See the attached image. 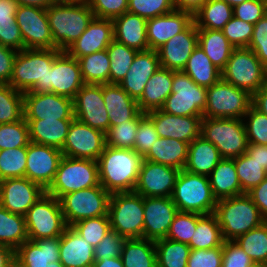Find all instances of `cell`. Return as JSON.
Returning <instances> with one entry per match:
<instances>
[{"instance_id": "obj_1", "label": "cell", "mask_w": 267, "mask_h": 267, "mask_svg": "<svg viewBox=\"0 0 267 267\" xmlns=\"http://www.w3.org/2000/svg\"><path fill=\"white\" fill-rule=\"evenodd\" d=\"M143 160L134 149L106 145L97 160L100 185L111 194L133 192Z\"/></svg>"}, {"instance_id": "obj_2", "label": "cell", "mask_w": 267, "mask_h": 267, "mask_svg": "<svg viewBox=\"0 0 267 267\" xmlns=\"http://www.w3.org/2000/svg\"><path fill=\"white\" fill-rule=\"evenodd\" d=\"M59 49H23L18 51L8 83L25 92L48 93V77Z\"/></svg>"}, {"instance_id": "obj_3", "label": "cell", "mask_w": 267, "mask_h": 267, "mask_svg": "<svg viewBox=\"0 0 267 267\" xmlns=\"http://www.w3.org/2000/svg\"><path fill=\"white\" fill-rule=\"evenodd\" d=\"M53 44L66 51L95 17L89 4L52 3L46 8Z\"/></svg>"}, {"instance_id": "obj_4", "label": "cell", "mask_w": 267, "mask_h": 267, "mask_svg": "<svg viewBox=\"0 0 267 267\" xmlns=\"http://www.w3.org/2000/svg\"><path fill=\"white\" fill-rule=\"evenodd\" d=\"M214 214L218 218L224 241H234L265 222L258 207L246 193L217 200Z\"/></svg>"}, {"instance_id": "obj_5", "label": "cell", "mask_w": 267, "mask_h": 267, "mask_svg": "<svg viewBox=\"0 0 267 267\" xmlns=\"http://www.w3.org/2000/svg\"><path fill=\"white\" fill-rule=\"evenodd\" d=\"M171 199L179 212L209 215L215 213L217 199L212 193L209 177L180 170Z\"/></svg>"}, {"instance_id": "obj_6", "label": "cell", "mask_w": 267, "mask_h": 267, "mask_svg": "<svg viewBox=\"0 0 267 267\" xmlns=\"http://www.w3.org/2000/svg\"><path fill=\"white\" fill-rule=\"evenodd\" d=\"M108 216L111 230L126 239L143 238V196L133 192L112 193Z\"/></svg>"}, {"instance_id": "obj_7", "label": "cell", "mask_w": 267, "mask_h": 267, "mask_svg": "<svg viewBox=\"0 0 267 267\" xmlns=\"http://www.w3.org/2000/svg\"><path fill=\"white\" fill-rule=\"evenodd\" d=\"M98 162L63 156L55 178L46 193L58 200L65 194L98 186Z\"/></svg>"}, {"instance_id": "obj_8", "label": "cell", "mask_w": 267, "mask_h": 267, "mask_svg": "<svg viewBox=\"0 0 267 267\" xmlns=\"http://www.w3.org/2000/svg\"><path fill=\"white\" fill-rule=\"evenodd\" d=\"M243 120L203 117L201 136L215 145L223 158L238 157L249 145Z\"/></svg>"}, {"instance_id": "obj_9", "label": "cell", "mask_w": 267, "mask_h": 267, "mask_svg": "<svg viewBox=\"0 0 267 267\" xmlns=\"http://www.w3.org/2000/svg\"><path fill=\"white\" fill-rule=\"evenodd\" d=\"M266 74L267 68L251 49L245 47L233 49L221 78L253 95L266 85Z\"/></svg>"}, {"instance_id": "obj_10", "label": "cell", "mask_w": 267, "mask_h": 267, "mask_svg": "<svg viewBox=\"0 0 267 267\" xmlns=\"http://www.w3.org/2000/svg\"><path fill=\"white\" fill-rule=\"evenodd\" d=\"M28 240L60 237L67 227L60 200L43 194L25 214Z\"/></svg>"}, {"instance_id": "obj_11", "label": "cell", "mask_w": 267, "mask_h": 267, "mask_svg": "<svg viewBox=\"0 0 267 267\" xmlns=\"http://www.w3.org/2000/svg\"><path fill=\"white\" fill-rule=\"evenodd\" d=\"M111 193L102 185L73 191L63 195L59 200L67 226L76 222L99 216H108Z\"/></svg>"}, {"instance_id": "obj_12", "label": "cell", "mask_w": 267, "mask_h": 267, "mask_svg": "<svg viewBox=\"0 0 267 267\" xmlns=\"http://www.w3.org/2000/svg\"><path fill=\"white\" fill-rule=\"evenodd\" d=\"M207 88L197 85L183 71H173L171 94L161 110L178 116H203Z\"/></svg>"}, {"instance_id": "obj_13", "label": "cell", "mask_w": 267, "mask_h": 267, "mask_svg": "<svg viewBox=\"0 0 267 267\" xmlns=\"http://www.w3.org/2000/svg\"><path fill=\"white\" fill-rule=\"evenodd\" d=\"M252 104V95L222 78L207 88L203 117L242 119Z\"/></svg>"}, {"instance_id": "obj_14", "label": "cell", "mask_w": 267, "mask_h": 267, "mask_svg": "<svg viewBox=\"0 0 267 267\" xmlns=\"http://www.w3.org/2000/svg\"><path fill=\"white\" fill-rule=\"evenodd\" d=\"M16 22L24 49H57L53 44L46 8L18 5Z\"/></svg>"}, {"instance_id": "obj_15", "label": "cell", "mask_w": 267, "mask_h": 267, "mask_svg": "<svg viewBox=\"0 0 267 267\" xmlns=\"http://www.w3.org/2000/svg\"><path fill=\"white\" fill-rule=\"evenodd\" d=\"M105 146L104 132L74 119L61 151L66 157L97 161Z\"/></svg>"}, {"instance_id": "obj_16", "label": "cell", "mask_w": 267, "mask_h": 267, "mask_svg": "<svg viewBox=\"0 0 267 267\" xmlns=\"http://www.w3.org/2000/svg\"><path fill=\"white\" fill-rule=\"evenodd\" d=\"M74 117L104 133L110 120L103 99V84H84L73 99Z\"/></svg>"}, {"instance_id": "obj_17", "label": "cell", "mask_w": 267, "mask_h": 267, "mask_svg": "<svg viewBox=\"0 0 267 267\" xmlns=\"http://www.w3.org/2000/svg\"><path fill=\"white\" fill-rule=\"evenodd\" d=\"M62 158L60 149L30 142L27 146L25 177L47 190L55 178Z\"/></svg>"}, {"instance_id": "obj_18", "label": "cell", "mask_w": 267, "mask_h": 267, "mask_svg": "<svg viewBox=\"0 0 267 267\" xmlns=\"http://www.w3.org/2000/svg\"><path fill=\"white\" fill-rule=\"evenodd\" d=\"M24 119H75L73 100L55 93L25 92Z\"/></svg>"}, {"instance_id": "obj_19", "label": "cell", "mask_w": 267, "mask_h": 267, "mask_svg": "<svg viewBox=\"0 0 267 267\" xmlns=\"http://www.w3.org/2000/svg\"><path fill=\"white\" fill-rule=\"evenodd\" d=\"M180 170L143 160L134 192L143 197H171Z\"/></svg>"}, {"instance_id": "obj_20", "label": "cell", "mask_w": 267, "mask_h": 267, "mask_svg": "<svg viewBox=\"0 0 267 267\" xmlns=\"http://www.w3.org/2000/svg\"><path fill=\"white\" fill-rule=\"evenodd\" d=\"M46 193L26 177L0 181V204L9 212L25 216L29 208Z\"/></svg>"}, {"instance_id": "obj_21", "label": "cell", "mask_w": 267, "mask_h": 267, "mask_svg": "<svg viewBox=\"0 0 267 267\" xmlns=\"http://www.w3.org/2000/svg\"><path fill=\"white\" fill-rule=\"evenodd\" d=\"M85 84L79 62L66 51H61L54 59L48 77V93H55L74 99Z\"/></svg>"}, {"instance_id": "obj_22", "label": "cell", "mask_w": 267, "mask_h": 267, "mask_svg": "<svg viewBox=\"0 0 267 267\" xmlns=\"http://www.w3.org/2000/svg\"><path fill=\"white\" fill-rule=\"evenodd\" d=\"M153 122L159 138H174L191 143L201 136L203 116H178L168 114L161 109L146 113Z\"/></svg>"}, {"instance_id": "obj_23", "label": "cell", "mask_w": 267, "mask_h": 267, "mask_svg": "<svg viewBox=\"0 0 267 267\" xmlns=\"http://www.w3.org/2000/svg\"><path fill=\"white\" fill-rule=\"evenodd\" d=\"M143 238L157 241L166 238L171 223L178 213L171 197H143Z\"/></svg>"}, {"instance_id": "obj_24", "label": "cell", "mask_w": 267, "mask_h": 267, "mask_svg": "<svg viewBox=\"0 0 267 267\" xmlns=\"http://www.w3.org/2000/svg\"><path fill=\"white\" fill-rule=\"evenodd\" d=\"M197 46L198 28L193 21L184 31L176 34L157 49L161 67L172 71H183Z\"/></svg>"}, {"instance_id": "obj_25", "label": "cell", "mask_w": 267, "mask_h": 267, "mask_svg": "<svg viewBox=\"0 0 267 267\" xmlns=\"http://www.w3.org/2000/svg\"><path fill=\"white\" fill-rule=\"evenodd\" d=\"M114 40L113 21L94 17L83 34L66 50L77 60L108 48Z\"/></svg>"}, {"instance_id": "obj_26", "label": "cell", "mask_w": 267, "mask_h": 267, "mask_svg": "<svg viewBox=\"0 0 267 267\" xmlns=\"http://www.w3.org/2000/svg\"><path fill=\"white\" fill-rule=\"evenodd\" d=\"M193 22V15L181 10L147 19L149 49L157 50Z\"/></svg>"}, {"instance_id": "obj_27", "label": "cell", "mask_w": 267, "mask_h": 267, "mask_svg": "<svg viewBox=\"0 0 267 267\" xmlns=\"http://www.w3.org/2000/svg\"><path fill=\"white\" fill-rule=\"evenodd\" d=\"M160 67L157 50L138 51L128 73L119 85L130 97L138 100L148 80Z\"/></svg>"}, {"instance_id": "obj_28", "label": "cell", "mask_w": 267, "mask_h": 267, "mask_svg": "<svg viewBox=\"0 0 267 267\" xmlns=\"http://www.w3.org/2000/svg\"><path fill=\"white\" fill-rule=\"evenodd\" d=\"M59 261L64 267H92L94 247L72 226L60 236Z\"/></svg>"}, {"instance_id": "obj_29", "label": "cell", "mask_w": 267, "mask_h": 267, "mask_svg": "<svg viewBox=\"0 0 267 267\" xmlns=\"http://www.w3.org/2000/svg\"><path fill=\"white\" fill-rule=\"evenodd\" d=\"M103 99L108 112L110 127L134 120L141 113L137 100L130 97L119 84H103Z\"/></svg>"}, {"instance_id": "obj_30", "label": "cell", "mask_w": 267, "mask_h": 267, "mask_svg": "<svg viewBox=\"0 0 267 267\" xmlns=\"http://www.w3.org/2000/svg\"><path fill=\"white\" fill-rule=\"evenodd\" d=\"M60 237L27 240L15 250V258L24 267H46L59 261Z\"/></svg>"}, {"instance_id": "obj_31", "label": "cell", "mask_w": 267, "mask_h": 267, "mask_svg": "<svg viewBox=\"0 0 267 267\" xmlns=\"http://www.w3.org/2000/svg\"><path fill=\"white\" fill-rule=\"evenodd\" d=\"M112 21L114 40L137 51L149 49L147 19L127 11Z\"/></svg>"}, {"instance_id": "obj_32", "label": "cell", "mask_w": 267, "mask_h": 267, "mask_svg": "<svg viewBox=\"0 0 267 267\" xmlns=\"http://www.w3.org/2000/svg\"><path fill=\"white\" fill-rule=\"evenodd\" d=\"M30 142L62 149L74 119H25Z\"/></svg>"}, {"instance_id": "obj_33", "label": "cell", "mask_w": 267, "mask_h": 267, "mask_svg": "<svg viewBox=\"0 0 267 267\" xmlns=\"http://www.w3.org/2000/svg\"><path fill=\"white\" fill-rule=\"evenodd\" d=\"M173 71L160 67L148 80L141 97L137 100L139 110L148 113L161 109L171 94Z\"/></svg>"}, {"instance_id": "obj_34", "label": "cell", "mask_w": 267, "mask_h": 267, "mask_svg": "<svg viewBox=\"0 0 267 267\" xmlns=\"http://www.w3.org/2000/svg\"><path fill=\"white\" fill-rule=\"evenodd\" d=\"M188 149L187 142L174 138H158L143 159L182 170L187 162Z\"/></svg>"}, {"instance_id": "obj_35", "label": "cell", "mask_w": 267, "mask_h": 267, "mask_svg": "<svg viewBox=\"0 0 267 267\" xmlns=\"http://www.w3.org/2000/svg\"><path fill=\"white\" fill-rule=\"evenodd\" d=\"M222 159L217 147L199 136L189 144L184 170L208 177Z\"/></svg>"}, {"instance_id": "obj_36", "label": "cell", "mask_w": 267, "mask_h": 267, "mask_svg": "<svg viewBox=\"0 0 267 267\" xmlns=\"http://www.w3.org/2000/svg\"><path fill=\"white\" fill-rule=\"evenodd\" d=\"M208 177L212 193L217 200L244 194L233 158H223Z\"/></svg>"}, {"instance_id": "obj_37", "label": "cell", "mask_w": 267, "mask_h": 267, "mask_svg": "<svg viewBox=\"0 0 267 267\" xmlns=\"http://www.w3.org/2000/svg\"><path fill=\"white\" fill-rule=\"evenodd\" d=\"M198 45L221 71L234 49L222 30L198 29Z\"/></svg>"}, {"instance_id": "obj_38", "label": "cell", "mask_w": 267, "mask_h": 267, "mask_svg": "<svg viewBox=\"0 0 267 267\" xmlns=\"http://www.w3.org/2000/svg\"><path fill=\"white\" fill-rule=\"evenodd\" d=\"M193 82L209 88L221 79L222 71L218 69L198 45L187 60L183 69Z\"/></svg>"}, {"instance_id": "obj_39", "label": "cell", "mask_w": 267, "mask_h": 267, "mask_svg": "<svg viewBox=\"0 0 267 267\" xmlns=\"http://www.w3.org/2000/svg\"><path fill=\"white\" fill-rule=\"evenodd\" d=\"M234 16L233 8L223 0H207L193 15L198 29L222 30Z\"/></svg>"}, {"instance_id": "obj_40", "label": "cell", "mask_w": 267, "mask_h": 267, "mask_svg": "<svg viewBox=\"0 0 267 267\" xmlns=\"http://www.w3.org/2000/svg\"><path fill=\"white\" fill-rule=\"evenodd\" d=\"M121 259L124 267H155L157 265L155 241L144 238L126 239Z\"/></svg>"}, {"instance_id": "obj_41", "label": "cell", "mask_w": 267, "mask_h": 267, "mask_svg": "<svg viewBox=\"0 0 267 267\" xmlns=\"http://www.w3.org/2000/svg\"><path fill=\"white\" fill-rule=\"evenodd\" d=\"M17 8L16 0H0V45L21 51L24 44L16 22Z\"/></svg>"}, {"instance_id": "obj_42", "label": "cell", "mask_w": 267, "mask_h": 267, "mask_svg": "<svg viewBox=\"0 0 267 267\" xmlns=\"http://www.w3.org/2000/svg\"><path fill=\"white\" fill-rule=\"evenodd\" d=\"M27 240L25 217L9 212L0 204V245L16 250Z\"/></svg>"}, {"instance_id": "obj_43", "label": "cell", "mask_w": 267, "mask_h": 267, "mask_svg": "<svg viewBox=\"0 0 267 267\" xmlns=\"http://www.w3.org/2000/svg\"><path fill=\"white\" fill-rule=\"evenodd\" d=\"M224 239L217 216L203 215L198 221L196 230L188 245L190 249H212L223 246Z\"/></svg>"}, {"instance_id": "obj_44", "label": "cell", "mask_w": 267, "mask_h": 267, "mask_svg": "<svg viewBox=\"0 0 267 267\" xmlns=\"http://www.w3.org/2000/svg\"><path fill=\"white\" fill-rule=\"evenodd\" d=\"M78 62L85 84L110 83V59L107 50L83 56Z\"/></svg>"}, {"instance_id": "obj_45", "label": "cell", "mask_w": 267, "mask_h": 267, "mask_svg": "<svg viewBox=\"0 0 267 267\" xmlns=\"http://www.w3.org/2000/svg\"><path fill=\"white\" fill-rule=\"evenodd\" d=\"M254 264L267 262V222L237 237L234 240Z\"/></svg>"}, {"instance_id": "obj_46", "label": "cell", "mask_w": 267, "mask_h": 267, "mask_svg": "<svg viewBox=\"0 0 267 267\" xmlns=\"http://www.w3.org/2000/svg\"><path fill=\"white\" fill-rule=\"evenodd\" d=\"M159 267H187L190 246L167 238L155 241Z\"/></svg>"}, {"instance_id": "obj_47", "label": "cell", "mask_w": 267, "mask_h": 267, "mask_svg": "<svg viewBox=\"0 0 267 267\" xmlns=\"http://www.w3.org/2000/svg\"><path fill=\"white\" fill-rule=\"evenodd\" d=\"M106 50L110 59V83L119 84L128 73L138 51L116 40Z\"/></svg>"}, {"instance_id": "obj_48", "label": "cell", "mask_w": 267, "mask_h": 267, "mask_svg": "<svg viewBox=\"0 0 267 267\" xmlns=\"http://www.w3.org/2000/svg\"><path fill=\"white\" fill-rule=\"evenodd\" d=\"M233 159L241 190L244 194L258 186L266 178L267 171L254 160V157L249 156L246 152Z\"/></svg>"}, {"instance_id": "obj_49", "label": "cell", "mask_w": 267, "mask_h": 267, "mask_svg": "<svg viewBox=\"0 0 267 267\" xmlns=\"http://www.w3.org/2000/svg\"><path fill=\"white\" fill-rule=\"evenodd\" d=\"M24 93L9 84H0V124L14 123L24 117Z\"/></svg>"}, {"instance_id": "obj_50", "label": "cell", "mask_w": 267, "mask_h": 267, "mask_svg": "<svg viewBox=\"0 0 267 267\" xmlns=\"http://www.w3.org/2000/svg\"><path fill=\"white\" fill-rule=\"evenodd\" d=\"M145 116L146 113L141 112L134 120L111 126L105 133L106 145L114 148L133 149L137 128Z\"/></svg>"}, {"instance_id": "obj_51", "label": "cell", "mask_w": 267, "mask_h": 267, "mask_svg": "<svg viewBox=\"0 0 267 267\" xmlns=\"http://www.w3.org/2000/svg\"><path fill=\"white\" fill-rule=\"evenodd\" d=\"M27 147L0 150V181L25 177Z\"/></svg>"}, {"instance_id": "obj_52", "label": "cell", "mask_w": 267, "mask_h": 267, "mask_svg": "<svg viewBox=\"0 0 267 267\" xmlns=\"http://www.w3.org/2000/svg\"><path fill=\"white\" fill-rule=\"evenodd\" d=\"M29 127L24 117L14 123L0 124V150L27 147Z\"/></svg>"}, {"instance_id": "obj_53", "label": "cell", "mask_w": 267, "mask_h": 267, "mask_svg": "<svg viewBox=\"0 0 267 267\" xmlns=\"http://www.w3.org/2000/svg\"><path fill=\"white\" fill-rule=\"evenodd\" d=\"M72 227L93 247L97 246L111 231L109 216L83 219L73 224Z\"/></svg>"}, {"instance_id": "obj_54", "label": "cell", "mask_w": 267, "mask_h": 267, "mask_svg": "<svg viewBox=\"0 0 267 267\" xmlns=\"http://www.w3.org/2000/svg\"><path fill=\"white\" fill-rule=\"evenodd\" d=\"M202 216L203 215L197 213L178 211L171 223V227L166 238L188 244L196 230L197 221Z\"/></svg>"}, {"instance_id": "obj_55", "label": "cell", "mask_w": 267, "mask_h": 267, "mask_svg": "<svg viewBox=\"0 0 267 267\" xmlns=\"http://www.w3.org/2000/svg\"><path fill=\"white\" fill-rule=\"evenodd\" d=\"M175 10L173 0H128V12L145 19L164 15Z\"/></svg>"}, {"instance_id": "obj_56", "label": "cell", "mask_w": 267, "mask_h": 267, "mask_svg": "<svg viewBox=\"0 0 267 267\" xmlns=\"http://www.w3.org/2000/svg\"><path fill=\"white\" fill-rule=\"evenodd\" d=\"M247 117H249L248 122L244 125L248 143L267 145V116L251 105L243 118Z\"/></svg>"}, {"instance_id": "obj_57", "label": "cell", "mask_w": 267, "mask_h": 267, "mask_svg": "<svg viewBox=\"0 0 267 267\" xmlns=\"http://www.w3.org/2000/svg\"><path fill=\"white\" fill-rule=\"evenodd\" d=\"M254 25L242 21L236 17L224 26L222 32L234 48H245L249 46L252 38Z\"/></svg>"}, {"instance_id": "obj_58", "label": "cell", "mask_w": 267, "mask_h": 267, "mask_svg": "<svg viewBox=\"0 0 267 267\" xmlns=\"http://www.w3.org/2000/svg\"><path fill=\"white\" fill-rule=\"evenodd\" d=\"M89 6L96 18L114 20L128 11V0H90Z\"/></svg>"}, {"instance_id": "obj_59", "label": "cell", "mask_w": 267, "mask_h": 267, "mask_svg": "<svg viewBox=\"0 0 267 267\" xmlns=\"http://www.w3.org/2000/svg\"><path fill=\"white\" fill-rule=\"evenodd\" d=\"M159 138L153 122L145 116L139 123L136 131L134 150L144 157L150 150L151 146Z\"/></svg>"}, {"instance_id": "obj_60", "label": "cell", "mask_w": 267, "mask_h": 267, "mask_svg": "<svg viewBox=\"0 0 267 267\" xmlns=\"http://www.w3.org/2000/svg\"><path fill=\"white\" fill-rule=\"evenodd\" d=\"M126 238L117 234L115 231H109L97 246L94 247V259L121 257L123 245Z\"/></svg>"}, {"instance_id": "obj_61", "label": "cell", "mask_w": 267, "mask_h": 267, "mask_svg": "<svg viewBox=\"0 0 267 267\" xmlns=\"http://www.w3.org/2000/svg\"><path fill=\"white\" fill-rule=\"evenodd\" d=\"M234 17L250 24H256L267 14V0H246L233 8Z\"/></svg>"}, {"instance_id": "obj_62", "label": "cell", "mask_w": 267, "mask_h": 267, "mask_svg": "<svg viewBox=\"0 0 267 267\" xmlns=\"http://www.w3.org/2000/svg\"><path fill=\"white\" fill-rule=\"evenodd\" d=\"M222 246L212 249H191L187 267H221Z\"/></svg>"}, {"instance_id": "obj_63", "label": "cell", "mask_w": 267, "mask_h": 267, "mask_svg": "<svg viewBox=\"0 0 267 267\" xmlns=\"http://www.w3.org/2000/svg\"><path fill=\"white\" fill-rule=\"evenodd\" d=\"M254 262L235 241H224L221 267H251Z\"/></svg>"}, {"instance_id": "obj_64", "label": "cell", "mask_w": 267, "mask_h": 267, "mask_svg": "<svg viewBox=\"0 0 267 267\" xmlns=\"http://www.w3.org/2000/svg\"><path fill=\"white\" fill-rule=\"evenodd\" d=\"M267 68V14L254 24L253 34L248 46Z\"/></svg>"}, {"instance_id": "obj_65", "label": "cell", "mask_w": 267, "mask_h": 267, "mask_svg": "<svg viewBox=\"0 0 267 267\" xmlns=\"http://www.w3.org/2000/svg\"><path fill=\"white\" fill-rule=\"evenodd\" d=\"M17 50L0 45V84H8L12 76L13 62Z\"/></svg>"}, {"instance_id": "obj_66", "label": "cell", "mask_w": 267, "mask_h": 267, "mask_svg": "<svg viewBox=\"0 0 267 267\" xmlns=\"http://www.w3.org/2000/svg\"><path fill=\"white\" fill-rule=\"evenodd\" d=\"M246 194L252 199L262 218L267 222V176L258 186L253 187Z\"/></svg>"}, {"instance_id": "obj_67", "label": "cell", "mask_w": 267, "mask_h": 267, "mask_svg": "<svg viewBox=\"0 0 267 267\" xmlns=\"http://www.w3.org/2000/svg\"><path fill=\"white\" fill-rule=\"evenodd\" d=\"M246 153L267 171V145L249 144Z\"/></svg>"}, {"instance_id": "obj_68", "label": "cell", "mask_w": 267, "mask_h": 267, "mask_svg": "<svg viewBox=\"0 0 267 267\" xmlns=\"http://www.w3.org/2000/svg\"><path fill=\"white\" fill-rule=\"evenodd\" d=\"M207 0H173L176 10L194 15Z\"/></svg>"}, {"instance_id": "obj_69", "label": "cell", "mask_w": 267, "mask_h": 267, "mask_svg": "<svg viewBox=\"0 0 267 267\" xmlns=\"http://www.w3.org/2000/svg\"><path fill=\"white\" fill-rule=\"evenodd\" d=\"M251 105L267 116V85L261 87L252 95Z\"/></svg>"}, {"instance_id": "obj_70", "label": "cell", "mask_w": 267, "mask_h": 267, "mask_svg": "<svg viewBox=\"0 0 267 267\" xmlns=\"http://www.w3.org/2000/svg\"><path fill=\"white\" fill-rule=\"evenodd\" d=\"M15 259V250L6 245H0V267H8Z\"/></svg>"}, {"instance_id": "obj_71", "label": "cell", "mask_w": 267, "mask_h": 267, "mask_svg": "<svg viewBox=\"0 0 267 267\" xmlns=\"http://www.w3.org/2000/svg\"><path fill=\"white\" fill-rule=\"evenodd\" d=\"M92 267H124L121 257L102 258L95 260Z\"/></svg>"}, {"instance_id": "obj_72", "label": "cell", "mask_w": 267, "mask_h": 267, "mask_svg": "<svg viewBox=\"0 0 267 267\" xmlns=\"http://www.w3.org/2000/svg\"><path fill=\"white\" fill-rule=\"evenodd\" d=\"M18 5H24V6H36L40 8H47L52 3H55L56 0H16Z\"/></svg>"}, {"instance_id": "obj_73", "label": "cell", "mask_w": 267, "mask_h": 267, "mask_svg": "<svg viewBox=\"0 0 267 267\" xmlns=\"http://www.w3.org/2000/svg\"><path fill=\"white\" fill-rule=\"evenodd\" d=\"M90 0H56L58 3L89 4Z\"/></svg>"}, {"instance_id": "obj_74", "label": "cell", "mask_w": 267, "mask_h": 267, "mask_svg": "<svg viewBox=\"0 0 267 267\" xmlns=\"http://www.w3.org/2000/svg\"><path fill=\"white\" fill-rule=\"evenodd\" d=\"M226 3H228L232 8H234L236 5L242 4L246 0H223Z\"/></svg>"}, {"instance_id": "obj_75", "label": "cell", "mask_w": 267, "mask_h": 267, "mask_svg": "<svg viewBox=\"0 0 267 267\" xmlns=\"http://www.w3.org/2000/svg\"><path fill=\"white\" fill-rule=\"evenodd\" d=\"M8 267H24L16 258Z\"/></svg>"}, {"instance_id": "obj_76", "label": "cell", "mask_w": 267, "mask_h": 267, "mask_svg": "<svg viewBox=\"0 0 267 267\" xmlns=\"http://www.w3.org/2000/svg\"><path fill=\"white\" fill-rule=\"evenodd\" d=\"M46 267H64L60 261L48 263Z\"/></svg>"}, {"instance_id": "obj_77", "label": "cell", "mask_w": 267, "mask_h": 267, "mask_svg": "<svg viewBox=\"0 0 267 267\" xmlns=\"http://www.w3.org/2000/svg\"><path fill=\"white\" fill-rule=\"evenodd\" d=\"M251 267H266L264 264H253Z\"/></svg>"}]
</instances>
